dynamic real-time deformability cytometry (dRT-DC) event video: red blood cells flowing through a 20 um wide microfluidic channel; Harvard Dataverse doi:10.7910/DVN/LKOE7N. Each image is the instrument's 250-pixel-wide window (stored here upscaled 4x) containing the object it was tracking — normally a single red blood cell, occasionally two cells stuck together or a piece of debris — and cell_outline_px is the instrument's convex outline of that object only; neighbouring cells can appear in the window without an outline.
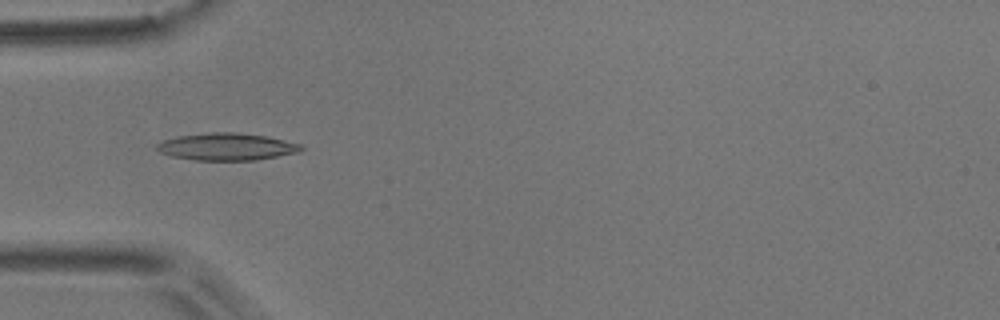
{"species": "common noctule bat (a hibernating species)", "species_latin": "Nyctalus noctula", "temperature_condition": "room temperature", "stored_images_in_passage": 7, "camera_frame_rate_fps": 3000, "um_per_image_px": 0.085, "animal": {"sex": "male", "body_mass_g": 17.9}, "frame": {"image": 1, "passage_image": 5, "time_ms": 1.333, "image_size_px": [1000, 320], "cell_outline_px": [[304, 148], [300, 152], [256, 160], [196, 160], [172, 156], [160, 152], [156, 148], [156, 144], [164, 140], [176, 136], [212, 132], [236, 132], [268, 136], [300, 144]], "centroid_in_image_um": [19.28, 12.46], "position_along_channel_um": 65.7, "area_um2": 22.89}}
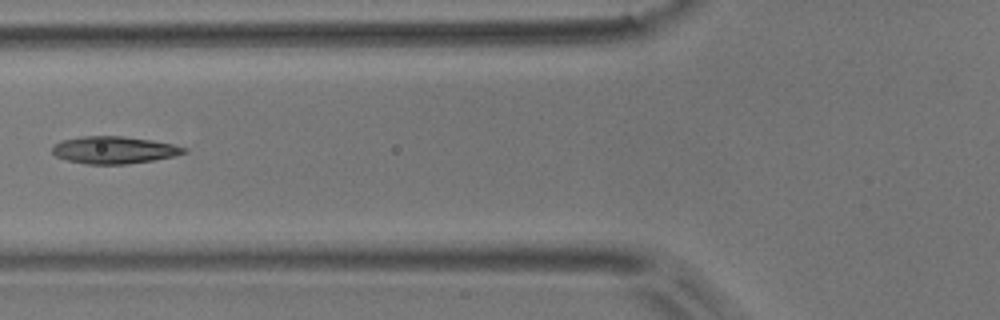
{"frame": {"image": 2, "passage_image": 6, "time_ms": 1.667, "image_size_px": [1000, 320], "cell_outline_px": [[188, 152], [172, 156], [152, 160], [128, 164], [88, 164], [68, 160], [56, 156], [52, 152], [52, 148], [60, 140], [80, 136], [124, 136], [152, 140], [172, 144], [188, 148]], "centroid_in_image_um": [9.69, 12.74], "position_along_channel_um": 116.1, "area_um2": 20.87}}
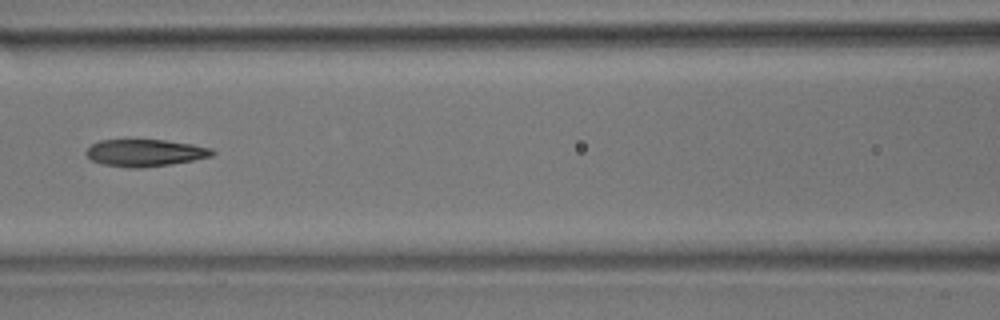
{"frame": {"image": 3, "passage_image": 7, "time_ms": 2.0, "image_size_px": [1000, 320], "cell_outline_px": [[216, 152], [212, 156], [192, 160], [168, 164], [140, 168], [128, 168], [104, 164], [92, 160], [84, 152], [92, 144], [100, 140], [164, 140], [192, 144], [212, 148]], "centroid_in_image_um": [12.33, 12.98], "position_along_channel_um": 154.3, "area_um2": 19.71}}